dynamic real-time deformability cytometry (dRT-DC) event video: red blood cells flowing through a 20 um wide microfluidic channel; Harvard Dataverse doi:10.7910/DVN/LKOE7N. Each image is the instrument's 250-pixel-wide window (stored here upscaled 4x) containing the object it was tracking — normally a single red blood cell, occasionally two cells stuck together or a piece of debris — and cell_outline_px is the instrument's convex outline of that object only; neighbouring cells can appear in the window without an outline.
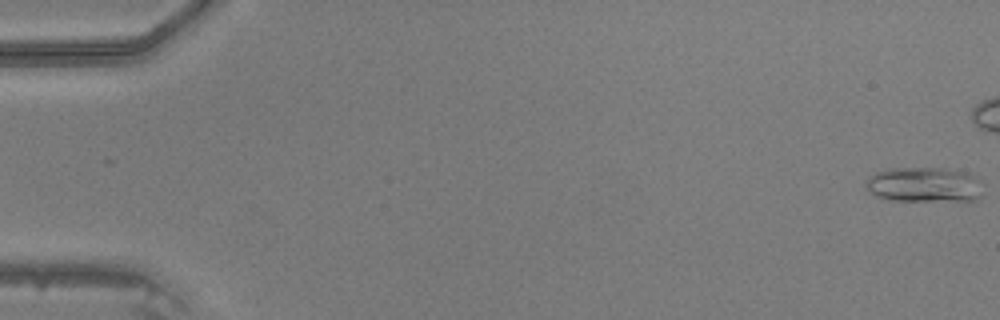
{"species": "common noctule bat (a hibernating species)", "species_latin": "Nyctalus noctula", "temperature_condition": "warm", "stored_images_in_passage": 40, "camera_frame_rate_fps": 3000, "um_per_image_px": 0.085, "animal": {"sex": "male", "body_mass_g": 20.5, "forearm_length_mm": 52.5}, "frame": {"image": 1, "passage_image": 1, "time_ms": 0.0, "image_size_px": [1000, 320], "cell_outline_px": [[984, 196], [976, 200], [892, 200], [876, 196], [868, 188], [868, 180], [876, 172], [892, 168], [944, 168], [964, 172], [976, 176], [980, 180]], "centroid_in_image_um": [78.66, 15.7], "position_along_channel_um": 6.3, "area_um2": 23.64}}